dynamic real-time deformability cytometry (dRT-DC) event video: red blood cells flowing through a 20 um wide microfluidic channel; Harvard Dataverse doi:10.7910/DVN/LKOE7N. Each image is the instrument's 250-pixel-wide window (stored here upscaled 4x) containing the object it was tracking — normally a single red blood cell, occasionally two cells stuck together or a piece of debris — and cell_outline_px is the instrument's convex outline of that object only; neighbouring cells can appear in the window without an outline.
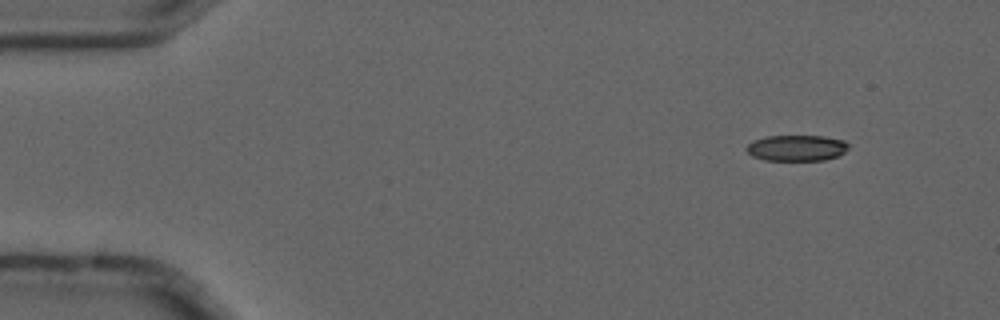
{"species": "common noctule bat (a hibernating species)", "species_latin": "Nyctalus noctula", "temperature_condition": "cold", "stored_images_in_passage": 4, "camera_frame_rate_fps": 3000, "um_per_image_px": 0.085, "animal": {"sex": "male", "forearm_length_mm": 52.5}, "frame": {"image": 1, "passage_image": 2, "time_ms": 0.333, "image_size_px": [1000, 320], "cell_outline_px": [[848, 148], [844, 152], [836, 156], [824, 160], [764, 160], [752, 156], [744, 148], [752, 140], [764, 136], [824, 136], [844, 140], [848, 144]], "centroid_in_image_um": [67.67, 12.57], "position_along_channel_um": 17.3, "area_um2": 15.49}}